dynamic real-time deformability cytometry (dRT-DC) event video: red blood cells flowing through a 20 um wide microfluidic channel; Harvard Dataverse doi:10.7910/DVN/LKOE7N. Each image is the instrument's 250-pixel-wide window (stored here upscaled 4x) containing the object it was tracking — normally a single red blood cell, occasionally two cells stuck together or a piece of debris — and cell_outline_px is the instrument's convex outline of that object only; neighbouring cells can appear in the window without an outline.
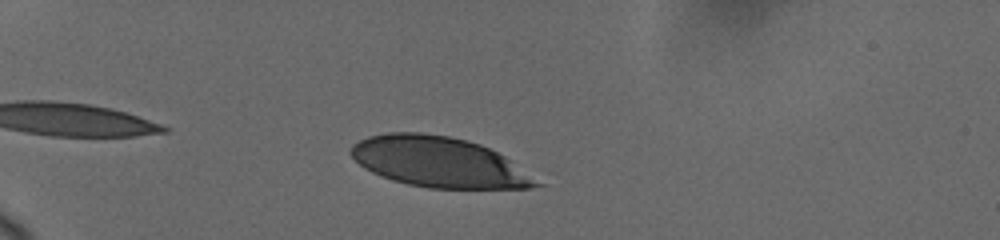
{"species": "human", "species_latin": "Homo sapiens", "temperature_condition": "cold", "stored_images_in_passage": 12, "camera_frame_rate_fps": 3000, "um_per_image_px": 0.085, "donor": {"sex": "female"}, "frame": {"image": 1, "passage_image": 2, "time_ms": 0.667, "image_size_px": [1000, 240], "cell_outline_px": [[544, 184], [528, 188], [428, 188], [408, 184], [392, 180], [380, 176], [364, 168], [348, 152], [352, 144], [368, 136], [388, 132], [420, 132], [448, 136], [480, 144], [504, 156]], "centroid_in_image_um": [37.26, 13.77], "position_along_channel_um": 47.7, "area_um2": 54.1}}
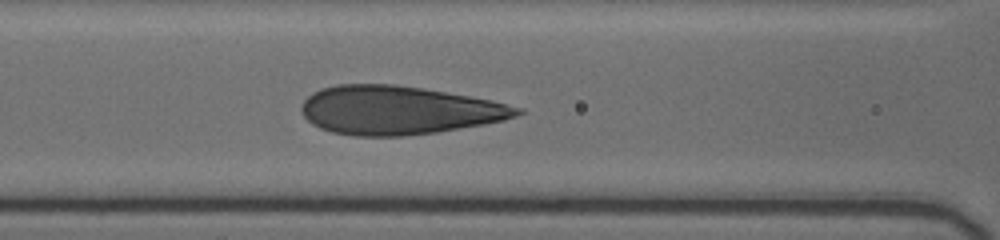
{"frame": {"image": 2, "passage_image": 8, "time_ms": 4.333, "image_size_px": [1000, 240], "cell_outline_px": [[524, 112], [516, 116], [504, 120], [484, 124], [436, 132], [404, 136], [352, 136], [332, 132], [320, 128], [312, 124], [300, 112], [300, 108], [304, 100], [312, 92], [320, 88], [340, 84], [392, 84], [420, 88], [492, 100], [524, 108]], "centroid_in_image_um": [33.85, 9.37], "position_along_channel_um": 132.8, "area_um2": 60.98}}
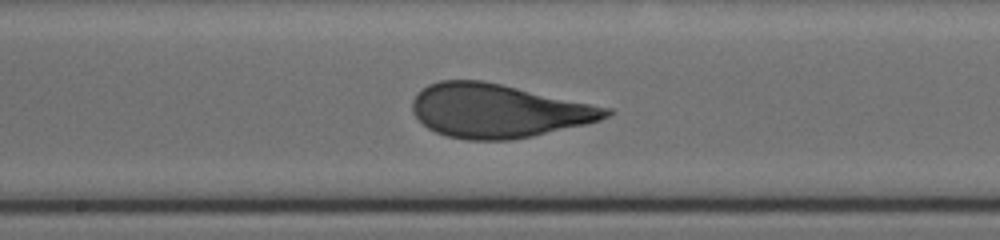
{"frame": {"image": 3, "passage_image": 11, "time_ms": 6.333, "image_size_px": [1000, 240], "cell_outline_px": [[612, 112], [608, 116], [600, 120], [584, 124], [532, 136], [512, 140], [468, 140], [448, 136], [436, 132], [428, 128], [412, 112], [412, 100], [416, 92], [428, 84], [440, 80], [480, 80], [500, 84], [612, 108]], "centroid_in_image_um": [42.3, 9.41], "position_along_channel_um": 205.9, "area_um2": 60.29}}